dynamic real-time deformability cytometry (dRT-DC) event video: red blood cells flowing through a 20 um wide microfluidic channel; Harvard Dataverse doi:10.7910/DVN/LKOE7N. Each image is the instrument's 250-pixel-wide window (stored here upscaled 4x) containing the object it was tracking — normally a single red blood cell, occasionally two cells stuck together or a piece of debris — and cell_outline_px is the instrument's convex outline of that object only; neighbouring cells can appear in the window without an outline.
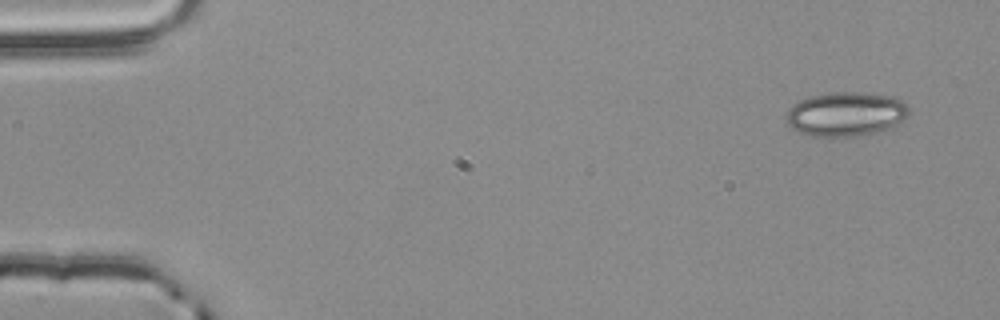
{"species": "common noctule bat (a hibernating species)", "species_latin": "Nyctalus noctula", "temperature_condition": "room temperature", "stored_images_in_passage": 4, "camera_frame_rate_fps": 3000, "um_per_image_px": 0.085, "animal": {"sex": "male", "body_mass_g": 20.4}, "frame": {"image": 1, "passage_image": 1, "time_ms": 0.0, "image_size_px": [1000, 320], "cell_outline_px": [[908, 116], [896, 124], [888, 128], [876, 132], [860, 136], [828, 140], [812, 136], [800, 132], [792, 128], [788, 124], [784, 116], [788, 108], [792, 104], [800, 100], [812, 96], [832, 92], [860, 92], [892, 96], [904, 100], [908, 104]], "centroid_in_image_um": [71.87, 9.73], "position_along_channel_um": 13.1, "area_um2": 32.48}}